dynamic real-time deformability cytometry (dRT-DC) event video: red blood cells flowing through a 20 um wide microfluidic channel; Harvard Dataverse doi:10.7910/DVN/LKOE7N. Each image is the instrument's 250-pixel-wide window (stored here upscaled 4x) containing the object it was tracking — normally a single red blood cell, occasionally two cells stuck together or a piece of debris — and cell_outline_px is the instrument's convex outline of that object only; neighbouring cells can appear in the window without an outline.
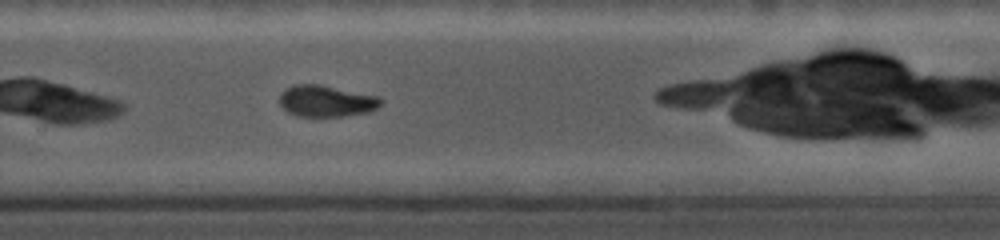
{"species": "common noctule bat (a hibernating species)", "species_latin": "Nyctalus noctula", "temperature_condition": "cold", "stored_images_in_passage": 56, "camera_frame_rate_fps": 5000, "um_per_image_px": 0.085, "animal": {"sex": "female", "body_mass_g": 19.0, "forearm_length_mm": 56.7}, "frame": {"image": 1, "passage_image": 33, "time_ms": 6.0, "image_size_px": [1000, 240], "cell_outline_px": [[384, 100], [376, 108], [368, 112], [344, 116], [300, 116], [288, 112], [280, 104], [280, 92], [284, 88], [296, 84], [320, 84], [380, 96]], "centroid_in_image_um": [27.74, 8.57], "position_along_channel_um": 302.1, "area_um2": 18.67}}